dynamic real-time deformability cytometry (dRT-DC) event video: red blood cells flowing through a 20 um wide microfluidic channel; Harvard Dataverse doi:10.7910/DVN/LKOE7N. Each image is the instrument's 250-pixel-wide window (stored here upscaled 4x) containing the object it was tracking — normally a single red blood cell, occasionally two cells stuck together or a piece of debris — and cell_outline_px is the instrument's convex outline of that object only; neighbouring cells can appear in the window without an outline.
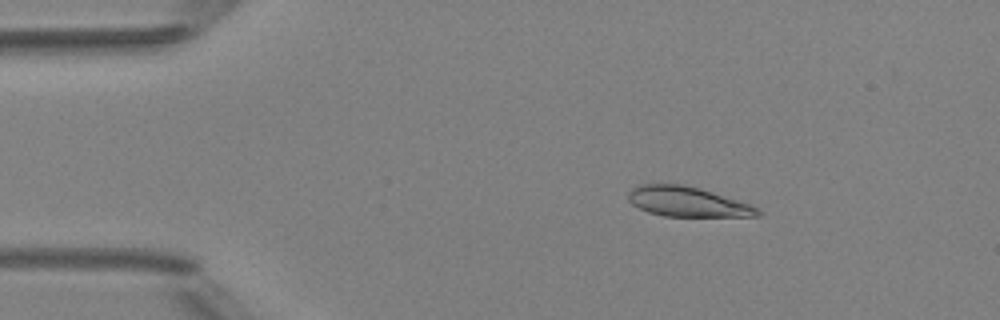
{"species": "Egyptian fruit bat (a non-hibernating species)", "species_latin": "Rousettus aegyptiacus", "temperature_condition": "room temperature", "stored_images_in_passage": 5, "camera_frame_rate_fps": 3000, "um_per_image_px": 0.085, "animal": {"sex": "female"}, "frame": {"image": 1, "passage_image": 2, "time_ms": 2.0, "image_size_px": [1000, 320], "cell_outline_px": [[764, 212], [760, 216], [664, 216], [648, 212], [632, 204], [628, 200], [628, 192], [636, 184], [684, 184], [700, 188], [752, 204]], "centroid_in_image_um": [58.45, 17.14], "position_along_channel_um": 26.5, "area_um2": 22.77}}
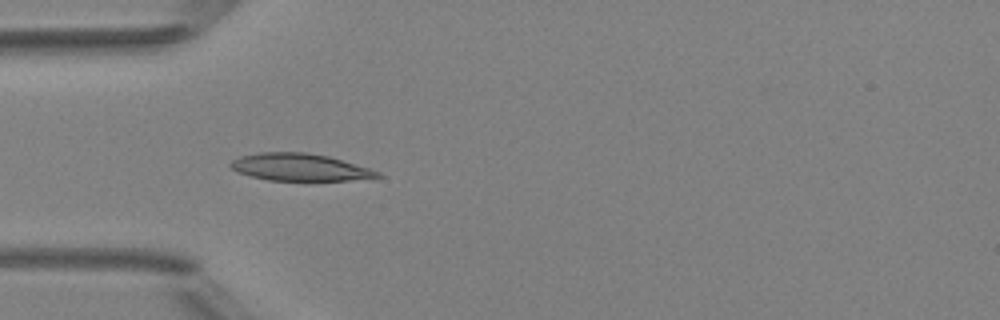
{"frame": {"image": 2, "passage_image": 4, "time_ms": 4.333, "image_size_px": [1000, 320], "cell_outline_px": [[384, 176], [348, 180], [268, 180], [252, 176], [240, 172], [232, 168], [228, 164], [232, 160], [240, 156], [260, 152], [304, 152], [328, 156], [368, 168], [380, 172]], "centroid_in_image_um": [25.46, 14.2], "position_along_channel_um": 59.5, "area_um2": 22.95}}
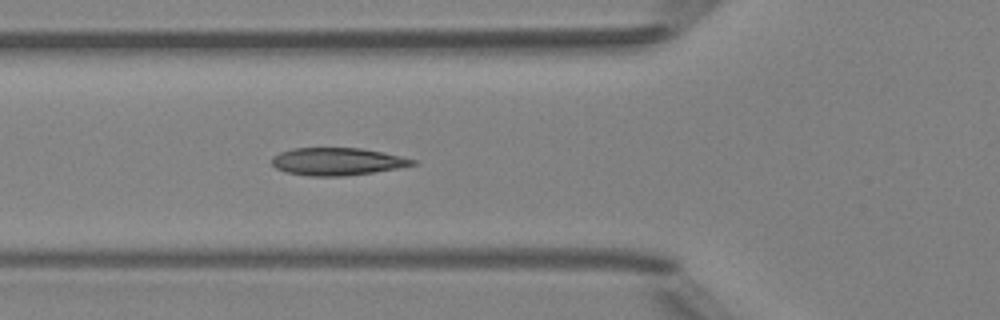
{"frame": {"image": 3, "passage_image": 5, "time_ms": 5.333, "image_size_px": [1000, 320], "cell_outline_px": [[420, 164], [372, 172], [344, 176], [308, 176], [288, 172], [276, 168], [272, 164], [272, 156], [280, 152], [292, 148], [360, 148], [384, 152], [416, 160]], "centroid_in_image_um": [28.67, 13.72], "position_along_channel_um": 97.1, "area_um2": 22.54}}